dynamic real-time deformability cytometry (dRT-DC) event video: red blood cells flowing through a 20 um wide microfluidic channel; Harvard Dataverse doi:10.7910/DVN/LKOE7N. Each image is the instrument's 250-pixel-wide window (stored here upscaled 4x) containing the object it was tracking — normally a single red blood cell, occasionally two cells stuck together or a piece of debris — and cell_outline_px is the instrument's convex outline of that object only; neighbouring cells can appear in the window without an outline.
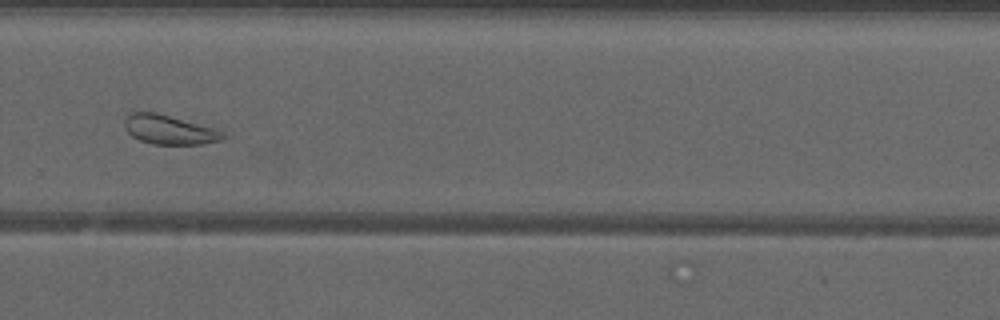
{"species": "common noctule bat (a hibernating species)", "species_latin": "Nyctalus noctula", "temperature_condition": "warm", "stored_images_in_passage": 52, "camera_frame_rate_fps": 3000, "um_per_image_px": 0.085, "animal": {"sex": "male", "forearm_length_mm": 52.5}, "frame": {"image": 1, "passage_image": 37, "time_ms": 12.0, "image_size_px": [1000, 320], "cell_outline_px": [[224, 136], [220, 140], [200, 144], [152, 144], [140, 140], [132, 136], [124, 128], [124, 120], [132, 112], [156, 112], [212, 128], [224, 132]], "centroid_in_image_um": [14.33, 11.03], "position_along_channel_um": 315.5, "area_um2": 16.42}, "authors_computed_cell_mechanics": {"area_um2": 23.2934, "velocity_mm_per_s": 3.9943, "shape_relaxation_time_tau1_ms": null, "shape_relaxation_time_tau2_ms": 1.3864, "deformation_change_tau1": null, "deformation_change_tau2": 0.0883}}